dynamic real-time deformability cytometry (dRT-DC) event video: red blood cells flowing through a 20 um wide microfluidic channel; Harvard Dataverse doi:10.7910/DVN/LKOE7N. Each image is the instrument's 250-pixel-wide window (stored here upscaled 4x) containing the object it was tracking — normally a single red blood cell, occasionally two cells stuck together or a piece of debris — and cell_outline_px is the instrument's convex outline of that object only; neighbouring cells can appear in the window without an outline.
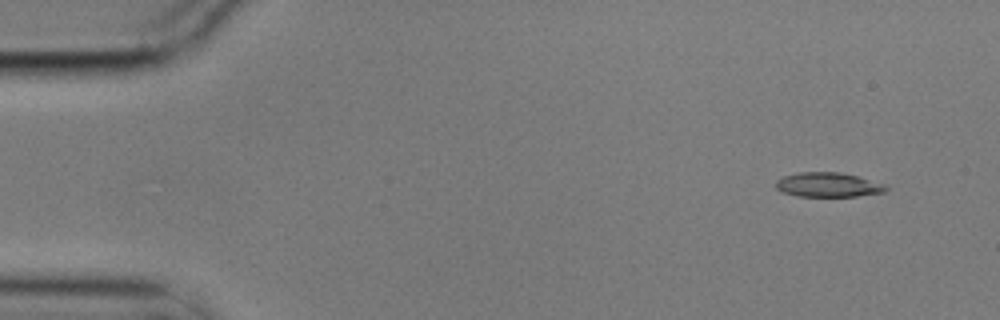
{"species": "common noctule bat (a hibernating species)", "species_latin": "Nyctalus noctula", "temperature_condition": "cold", "stored_images_in_passage": 3, "camera_frame_rate_fps": 3000, "um_per_image_px": 0.085, "animal": {"sex": "male", "body_mass_g": 17.9}, "frame": {"image": 1, "passage_image": 3, "time_ms": 0.667, "image_size_px": [1000, 320], "cell_outline_px": [[888, 188], [884, 192], [856, 196], [796, 196], [784, 192], [776, 188], [776, 180], [784, 176], [800, 172], [840, 172], [888, 184]], "centroid_in_image_um": [70.42, 15.7], "position_along_channel_um": 14.6, "area_um2": 15.66}}